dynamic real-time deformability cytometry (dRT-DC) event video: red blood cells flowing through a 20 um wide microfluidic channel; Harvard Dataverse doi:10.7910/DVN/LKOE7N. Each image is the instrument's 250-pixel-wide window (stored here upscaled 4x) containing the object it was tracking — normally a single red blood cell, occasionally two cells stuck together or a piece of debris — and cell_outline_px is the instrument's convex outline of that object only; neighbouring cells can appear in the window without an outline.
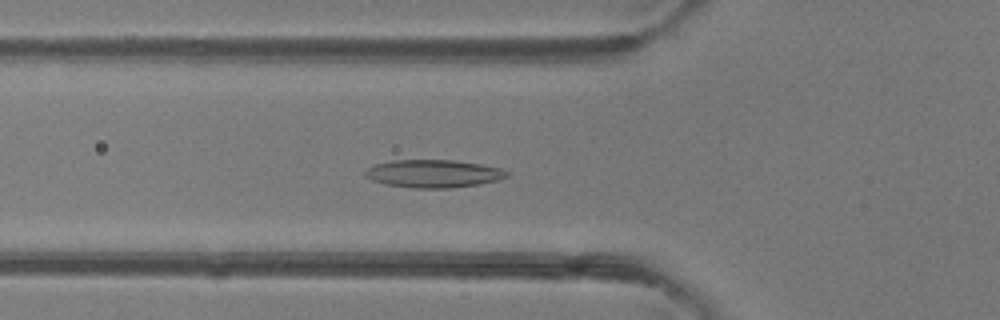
{"species": "common noctule bat (a hibernating species)", "species_latin": "Nyctalus noctula", "temperature_condition": "room temperature", "stored_images_in_passage": 41, "camera_frame_rate_fps": 3000, "um_per_image_px": 0.085, "animal": {"sex": "female"}, "frame": {"image": 1, "passage_image": 9, "time_ms": 2.667, "image_size_px": [1000, 320], "cell_outline_px": [[508, 176], [496, 180], [480, 184], [448, 188], [412, 188], [388, 184], [372, 180], [364, 176], [364, 168], [376, 164], [392, 160], [452, 160], [480, 164], [500, 168], [508, 172]], "centroid_in_image_um": [36.8, 14.75], "position_along_channel_um": 89.0, "area_um2": 22.89}}
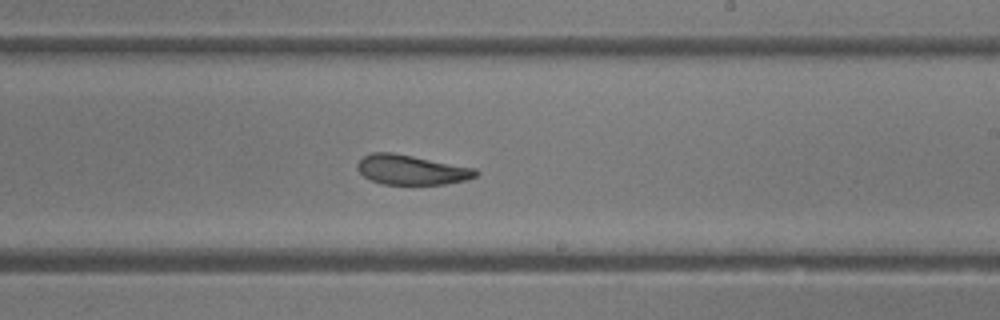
{"frame": {"image": 2, "passage_image": 21, "time_ms": 6.667, "image_size_px": [1000, 320], "cell_outline_px": [[480, 172], [476, 176], [468, 180], [444, 184], [384, 184], [372, 180], [364, 176], [356, 168], [356, 164], [364, 156], [372, 152], [392, 152], [476, 168]], "centroid_in_image_um": [34.99, 14.43], "position_along_channel_um": 254.0, "area_um2": 20.52}}
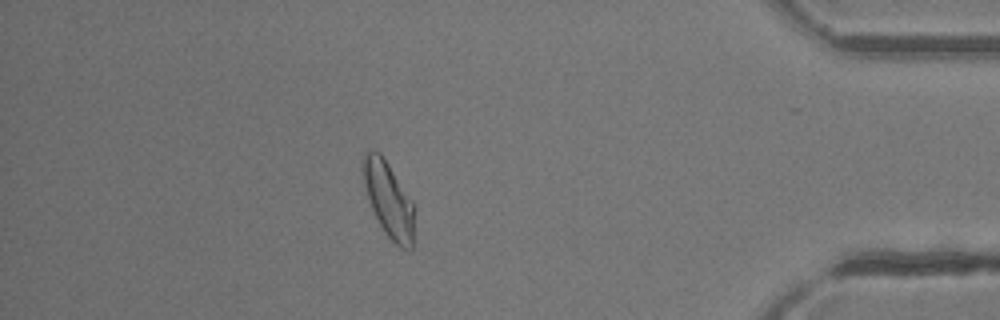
{"frame": {"image": 3, "passage_image": 35, "time_ms": 11.333, "image_size_px": [1000, 320], "cell_outline_px": [[416, 208], [412, 248], [400, 248], [384, 232], [368, 200], [360, 168], [364, 152], [368, 148], [372, 148], [380, 152], [416, 204]], "centroid_in_image_um": [33.04, 16.9], "position_along_channel_um": 402.2, "area_um2": 23.24}, "authors_computed_cell_mechanics": {"area_um2": 22.253, "velocity_mm_per_s": 4.1153, "shape_relaxation_time_tau1_ms": null, "shape_relaxation_time_tau2_ms": 2.542, "deformation_change_tau1": null, "deformation_change_tau2": 0.1047}}